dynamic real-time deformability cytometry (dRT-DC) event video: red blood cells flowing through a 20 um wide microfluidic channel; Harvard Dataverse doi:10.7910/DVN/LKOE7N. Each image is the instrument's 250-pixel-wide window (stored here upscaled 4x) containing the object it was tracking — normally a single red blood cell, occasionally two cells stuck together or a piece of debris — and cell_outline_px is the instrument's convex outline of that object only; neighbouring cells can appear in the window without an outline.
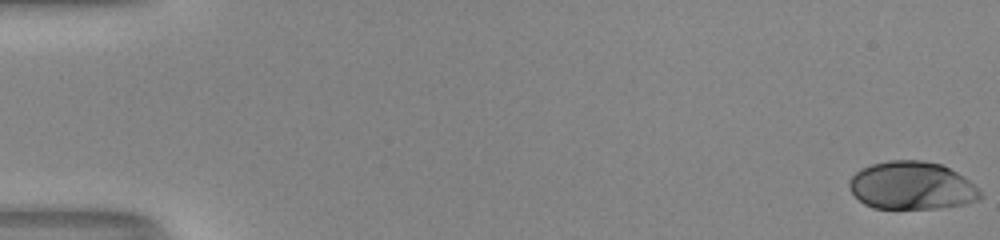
{"species": "human", "species_latin": "Homo sapiens", "temperature_condition": "room temperature", "stored_images_in_passage": 52, "camera_frame_rate_fps": 3000, "um_per_image_px": 0.085, "donor": {"sex": "male"}, "frame": {"image": 1, "passage_image": 1, "time_ms": 0.0, "image_size_px": [1000, 240], "cell_outline_px": [[984, 196], [980, 200], [964, 204], [936, 208], [872, 208], [864, 204], [848, 188], [848, 180], [860, 168], [872, 164], [888, 160], [924, 160], [940, 164], [964, 176]], "centroid_in_image_um": [77.48, 15.77], "position_along_channel_um": 7.5, "area_um2": 36.59}}
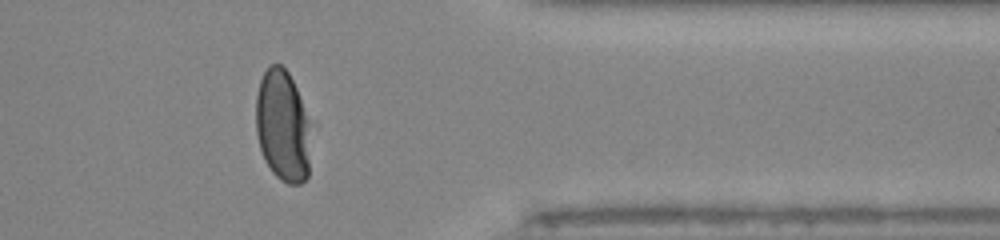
{"frame": {"image": 2, "passage_image": 43, "time_ms": 14.0, "image_size_px": [1000, 240], "cell_outline_px": [[308, 176], [300, 184], [288, 184], [280, 180], [272, 172], [264, 160], [260, 148], [256, 132], [256, 96], [260, 80], [268, 64], [280, 64], [288, 72], [296, 88], [308, 120]], "centroid_in_image_um": [23.98, 10.71], "position_along_channel_um": 387.4, "area_um2": 35.32}}
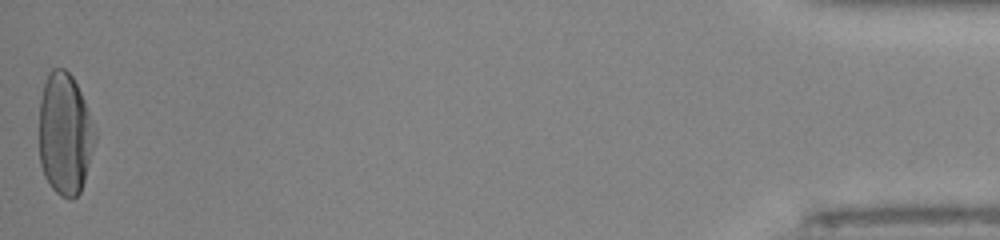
{"frame": {"image": 3, "passage_image": 52, "time_ms": 17.0, "image_size_px": [1000, 240], "cell_outline_px": [[96, 140], [84, 180], [80, 192], [72, 200], [68, 200], [60, 196], [52, 188], [44, 176], [40, 164], [40, 100], [44, 84], [48, 72], [52, 68], [64, 68], [72, 76], [84, 100], [96, 128]], "centroid_in_image_um": [5.52, 11.4], "position_along_channel_um": 429.7, "area_um2": 39.82}, "authors_computed_cell_mechanics": {"area_um2": 37.3099, "velocity_mm_per_s": 4.1193, "shape_relaxation_time_tau1_ms": 3.6181, "shape_relaxation_time_tau2_ms": null, "deformation_change_tau1": 0.1964, "deformation_change_tau2": null}}